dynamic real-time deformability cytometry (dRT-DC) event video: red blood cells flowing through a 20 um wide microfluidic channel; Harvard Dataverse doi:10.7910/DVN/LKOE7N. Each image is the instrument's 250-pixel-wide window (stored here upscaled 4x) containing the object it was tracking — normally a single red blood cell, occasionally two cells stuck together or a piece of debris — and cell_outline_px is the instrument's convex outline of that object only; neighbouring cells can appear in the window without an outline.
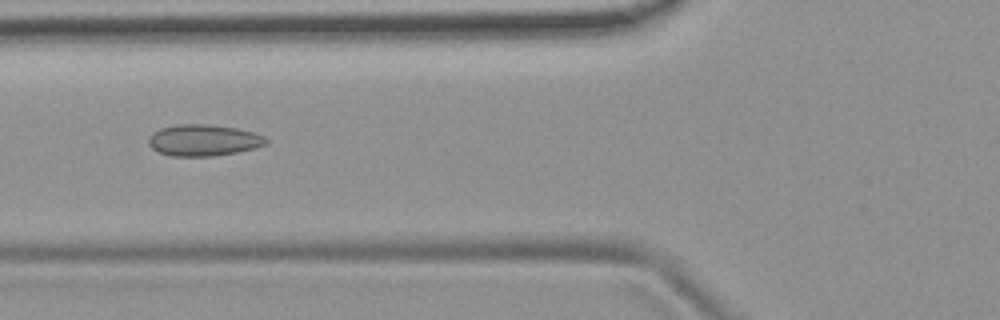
{"species": "common noctule bat (a hibernating species)", "species_latin": "Nyctalus noctula", "temperature_condition": "room temperature", "stored_images_in_passage": 8, "camera_frame_rate_fps": 3000, "um_per_image_px": 0.085, "animal": {"sex": "female", "body_mass_g": 19.9}, "frame": {"image": 1, "passage_image": 5, "time_ms": 1.333, "image_size_px": [1000, 320], "cell_outline_px": [[268, 140], [264, 144], [256, 148], [236, 152], [212, 156], [172, 156], [156, 152], [148, 144], [148, 136], [152, 132], [160, 128], [176, 124], [208, 124], [236, 128], [252, 132], [264, 136]], "centroid_in_image_um": [17.24, 11.92], "position_along_channel_um": 108.6, "area_um2": 21.62}}
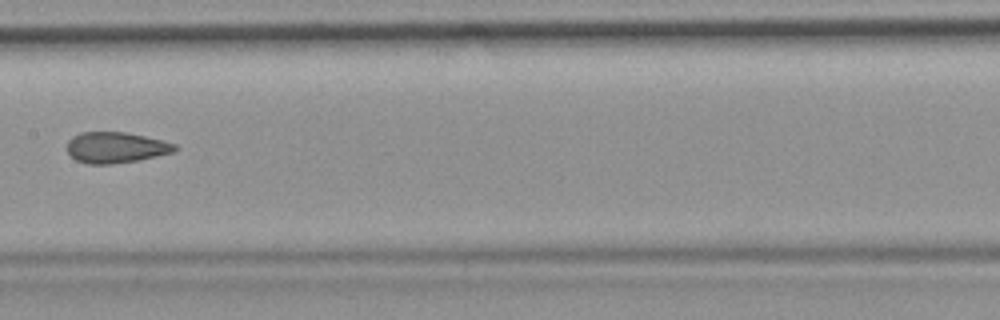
{"frame": {"image": 2, "passage_image": 7, "time_ms": 2.0, "image_size_px": [1000, 320], "cell_outline_px": [[176, 152], [140, 160], [112, 164], [88, 164], [76, 160], [68, 152], [68, 140], [72, 136], [80, 132], [124, 132], [144, 136], [176, 144]], "centroid_in_image_um": [9.85, 12.54], "position_along_channel_um": 197.6, "area_um2": 19.42}}
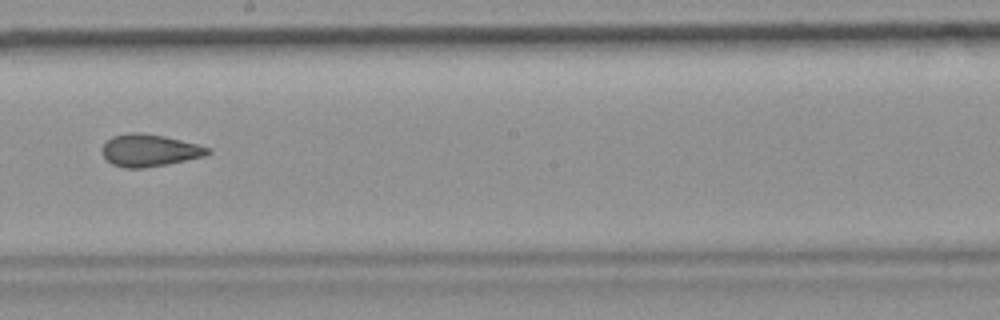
{"frame": {"image": 3, "passage_image": 8, "time_ms": 2.333, "image_size_px": [1000, 320], "cell_outline_px": [[212, 152], [204, 156], [168, 164], [144, 168], [124, 168], [112, 164], [100, 152], [104, 144], [112, 136], [128, 132], [140, 132], [164, 136], [212, 148]], "centroid_in_image_um": [12.7, 12.78], "position_along_channel_um": 235.5, "area_um2": 19.88}}